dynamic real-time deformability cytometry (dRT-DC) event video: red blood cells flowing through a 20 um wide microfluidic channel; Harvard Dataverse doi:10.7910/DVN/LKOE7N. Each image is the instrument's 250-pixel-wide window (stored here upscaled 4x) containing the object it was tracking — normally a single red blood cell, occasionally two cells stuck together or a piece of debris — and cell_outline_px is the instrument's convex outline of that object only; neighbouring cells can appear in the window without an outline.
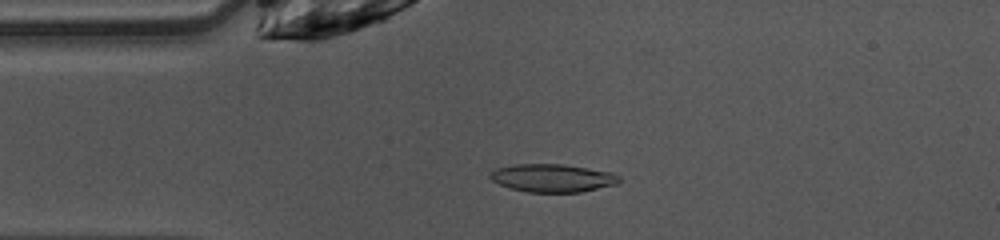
{"species": "common noctule bat (a hibernating species)", "species_latin": "Nyctalus noctula", "temperature_condition": "warm", "stored_images_in_passage": 43, "camera_frame_rate_fps": 3000, "um_per_image_px": 0.085, "animal": {"sex": "female", "body_mass_g": 10.0, "forearm_length_mm": 53.1}, "frame": {"image": 1, "passage_image": 5, "time_ms": 1.333, "image_size_px": [1000, 240], "cell_outline_px": [[620, 180], [616, 184], [580, 192], [528, 192], [512, 188], [500, 184], [492, 180], [488, 176], [496, 168], [516, 164], [564, 164], [612, 172], [620, 176]], "centroid_in_image_um": [46.98, 15.12], "position_along_channel_um": 38.0, "area_um2": 20.92}}
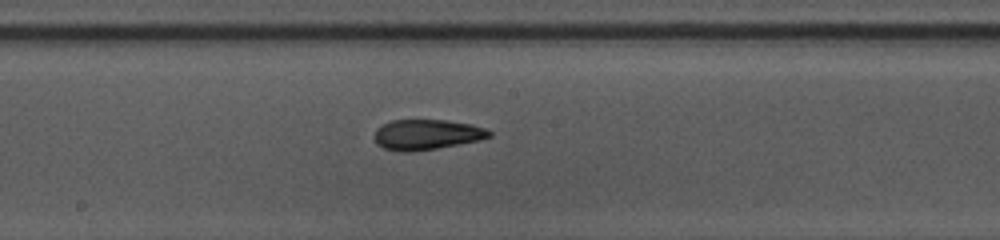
{"frame": {"image": 2, "passage_image": 19, "time_ms": 6.0, "image_size_px": [1000, 240], "cell_outline_px": [[492, 136], [480, 140], [436, 148], [412, 152], [400, 152], [384, 148], [376, 144], [376, 128], [392, 120], [448, 120], [472, 124], [484, 128], [492, 132]], "centroid_in_image_um": [36.29, 11.44], "position_along_channel_um": 211.9, "area_um2": 20.23}}
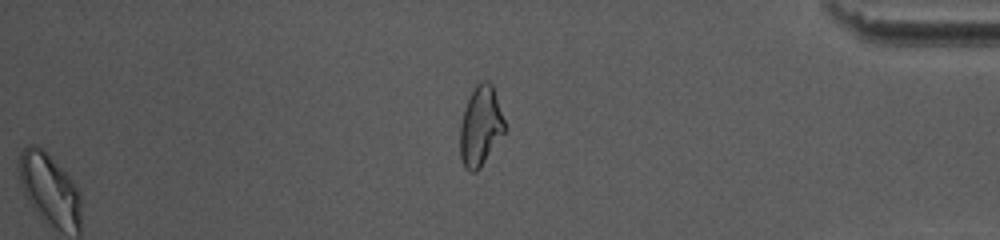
{"frame": {"image": 3, "passage_image": 35, "time_ms": 11.333, "image_size_px": [1000, 240], "cell_outline_px": [[508, 128], [480, 168], [476, 172], [468, 172], [464, 168], [460, 156], [460, 124], [464, 108], [476, 84], [480, 80], [488, 80], [492, 84]], "centroid_in_image_um": [40.86, 10.73], "position_along_channel_um": 394.3, "area_um2": 21.1}, "authors_computed_cell_mechanics": {"area_um2": 20.4612, "velocity_mm_per_s": 4.0519, "shape_relaxation_time_tau1_ms": 5.3829, "shape_relaxation_time_tau2_ms": 2.1703, "deformation_change_tau1": 0.1741, "deformation_change_tau2": 0.1027}}